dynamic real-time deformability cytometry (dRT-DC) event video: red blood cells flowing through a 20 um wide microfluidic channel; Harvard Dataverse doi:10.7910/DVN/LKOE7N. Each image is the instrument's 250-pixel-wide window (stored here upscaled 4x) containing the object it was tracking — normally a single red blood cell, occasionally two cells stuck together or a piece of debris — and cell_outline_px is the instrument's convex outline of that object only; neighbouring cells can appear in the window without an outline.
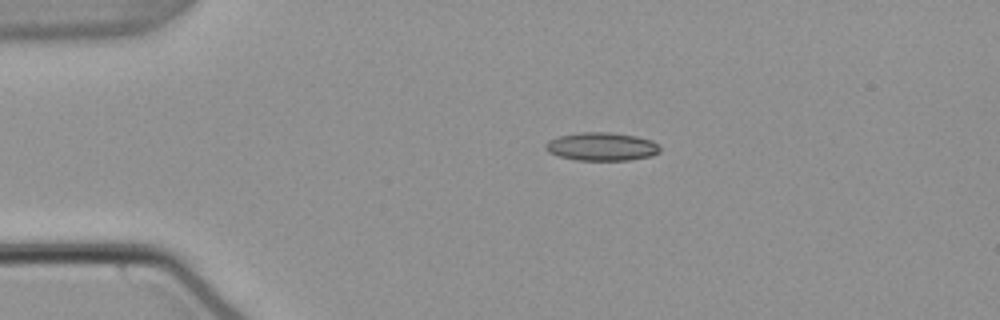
{"species": "common noctule bat (a hibernating species)", "species_latin": "Nyctalus noctula", "temperature_condition": "warm", "stored_images_in_passage": 43, "camera_frame_rate_fps": 3000, "um_per_image_px": 0.085, "animal": {"sex": "male", "body_mass_g": 21.5, "forearm_length_mm": 52.0}, "frame": {"image": 1, "passage_image": 1, "time_ms": 0.0, "image_size_px": [1000, 320], "cell_outline_px": [[660, 152], [652, 156], [628, 160], [576, 160], [560, 156], [548, 152], [544, 148], [544, 144], [548, 140], [560, 136], [580, 132], [612, 132], [636, 136], [652, 140], [660, 148]], "centroid_in_image_um": [51.13, 12.45], "position_along_channel_um": 33.9, "area_um2": 18.9}}
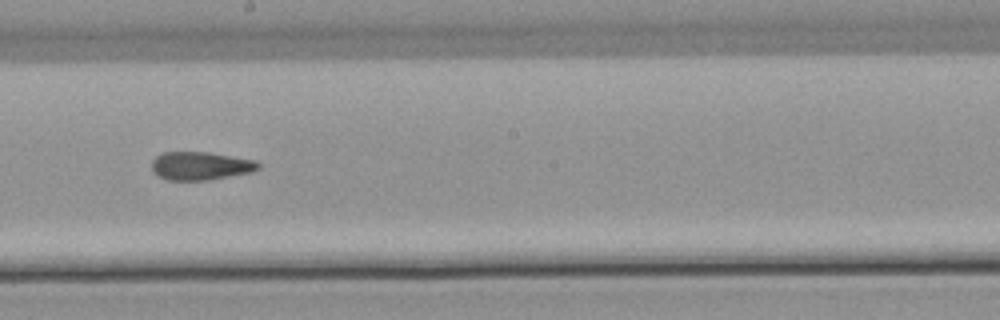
{"frame": {"image": 2, "passage_image": 20, "time_ms": 6.333, "image_size_px": [1000, 320], "cell_outline_px": [[260, 168], [252, 172], [208, 180], [168, 180], [152, 172], [152, 160], [156, 156], [164, 152], [208, 152], [256, 160], [260, 164]], "centroid_in_image_um": [17.05, 14.09], "position_along_channel_um": 231.1, "area_um2": 17.57}}
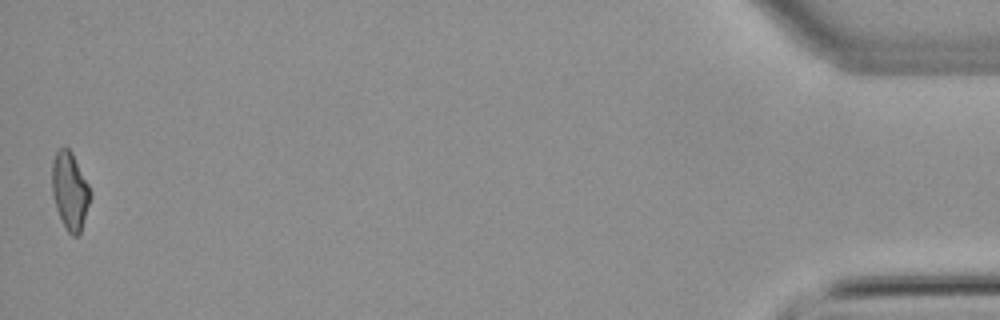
{"frame": {"image": 3, "passage_image": 43, "time_ms": 14.0, "image_size_px": [1000, 320], "cell_outline_px": [[88, 204], [80, 232], [76, 236], [72, 236], [68, 232], [56, 208], [52, 192], [52, 160], [56, 152], [60, 148], [68, 148], [72, 152], [88, 184]], "centroid_in_image_um": [5.9, 16.19], "position_along_channel_um": 429.3, "area_um2": 16.65}, "authors_computed_cell_mechanics": {"area_um2": 17.8602, "velocity_mm_per_s": 3.8358, "shape_relaxation_time_tau1_ms": null, "shape_relaxation_time_tau2_ms": 2.8311, "deformation_change_tau1": null, "deformation_change_tau2": 0.1159}}